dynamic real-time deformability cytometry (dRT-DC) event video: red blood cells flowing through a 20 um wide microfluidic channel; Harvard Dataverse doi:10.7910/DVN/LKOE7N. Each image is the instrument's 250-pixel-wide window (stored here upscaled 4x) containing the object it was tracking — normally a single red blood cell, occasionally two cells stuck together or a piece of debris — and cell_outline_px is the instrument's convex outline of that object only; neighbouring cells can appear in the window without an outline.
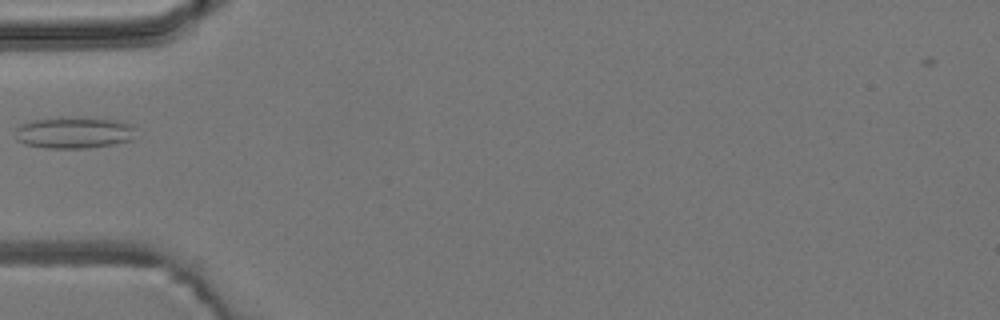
{"species": "common noctule bat (a hibernating species)", "species_latin": "Nyctalus noctula", "temperature_condition": "room temperature", "stored_images_in_passage": 5, "camera_frame_rate_fps": 3000, "um_per_image_px": 0.085, "animal": {"sex": "male", "body_mass_g": 19.2, "forearm_length_mm": 51.8}, "frame": {"image": 1, "passage_image": 5, "time_ms": 4.667, "image_size_px": [1000, 320], "cell_outline_px": [[136, 128], [132, 140], [112, 144], [84, 148], [48, 148], [24, 144], [16, 140], [12, 136], [12, 132], [20, 124], [32, 120], [64, 116], [124, 120], [132, 124]], "centroid_in_image_um": [6.25, 11.25], "position_along_channel_um": 78.7, "area_um2": 22.83}}